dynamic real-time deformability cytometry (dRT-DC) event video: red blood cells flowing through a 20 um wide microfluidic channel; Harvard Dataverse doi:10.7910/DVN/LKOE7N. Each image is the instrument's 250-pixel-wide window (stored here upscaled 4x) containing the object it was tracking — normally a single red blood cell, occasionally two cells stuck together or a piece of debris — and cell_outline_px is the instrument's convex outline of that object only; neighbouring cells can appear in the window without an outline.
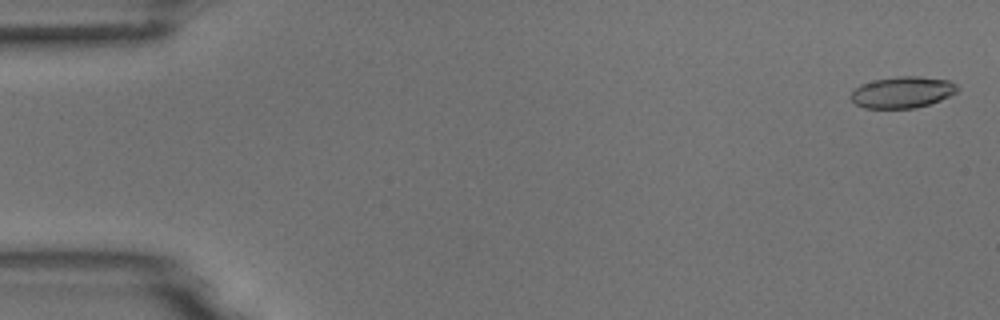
{"species": "common noctule bat (a hibernating species)", "species_latin": "Nyctalus noctula", "temperature_condition": "room temperature", "stored_images_in_passage": 55, "camera_frame_rate_fps": 3000, "um_per_image_px": 0.085, "animal": {"sex": "male", "body_mass_g": 18.8}, "frame": {"image": 1, "passage_image": 2, "time_ms": 0.333, "image_size_px": [1000, 320], "cell_outline_px": [[960, 88], [956, 92], [940, 100], [916, 108], [864, 108], [856, 104], [852, 100], [852, 92], [860, 84], [872, 80], [896, 76], [920, 76], [948, 80], [956, 84]], "centroid_in_image_um": [76.71, 7.83], "position_along_channel_um": 8.3, "area_um2": 19.48}}
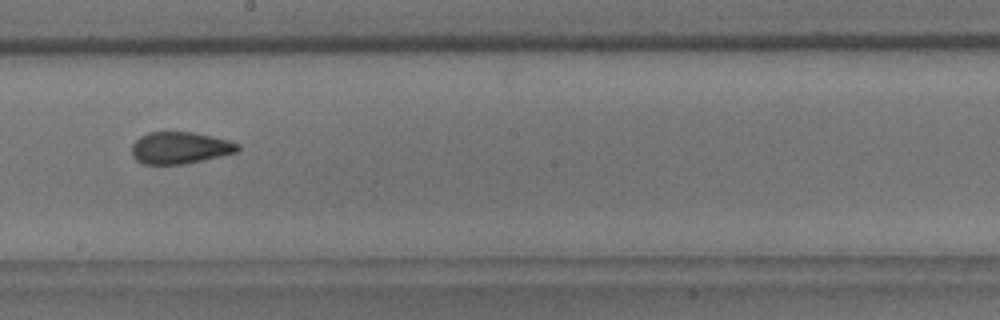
{"frame": {"image": 2, "passage_image": 31, "time_ms": 10.0, "image_size_px": [1000, 320], "cell_outline_px": [[240, 152], [184, 164], [144, 164], [136, 160], [132, 156], [132, 144], [140, 136], [148, 132], [192, 132], [228, 140], [240, 144]], "centroid_in_image_um": [15.31, 12.57], "position_along_channel_um": 232.9, "area_um2": 19.77}}
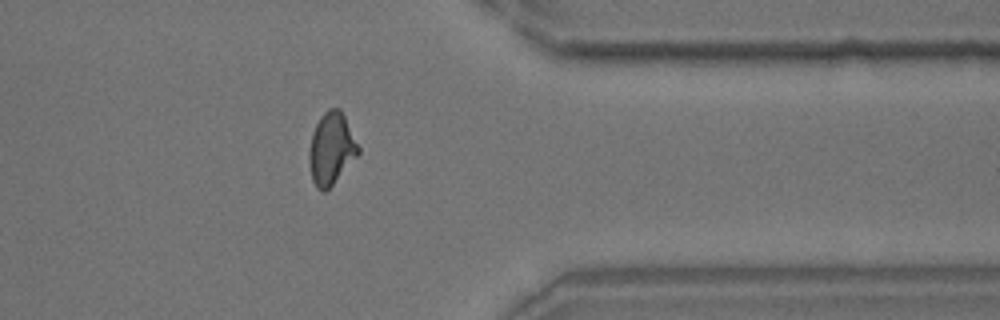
{"frame": {"image": 3, "passage_image": 44, "time_ms": 14.333, "image_size_px": [1000, 320], "cell_outline_px": [[360, 152], [332, 184], [324, 192], [320, 192], [316, 188], [312, 180], [308, 160], [308, 156], [312, 132], [320, 116], [328, 108], [340, 108], [360, 148]], "centroid_in_image_um": [28.13, 12.63], "position_along_channel_um": 383.3, "area_um2": 20.46}, "authors_computed_cell_mechanics": {"area_um2": 19.9988, "velocity_mm_per_s": 3.729, "shape_relaxation_time_tau1_ms": 4.7147, "shape_relaxation_time_tau2_ms": 1.0749, "deformation_change_tau1": 0.1432, "deformation_change_tau2": 0.0683}}